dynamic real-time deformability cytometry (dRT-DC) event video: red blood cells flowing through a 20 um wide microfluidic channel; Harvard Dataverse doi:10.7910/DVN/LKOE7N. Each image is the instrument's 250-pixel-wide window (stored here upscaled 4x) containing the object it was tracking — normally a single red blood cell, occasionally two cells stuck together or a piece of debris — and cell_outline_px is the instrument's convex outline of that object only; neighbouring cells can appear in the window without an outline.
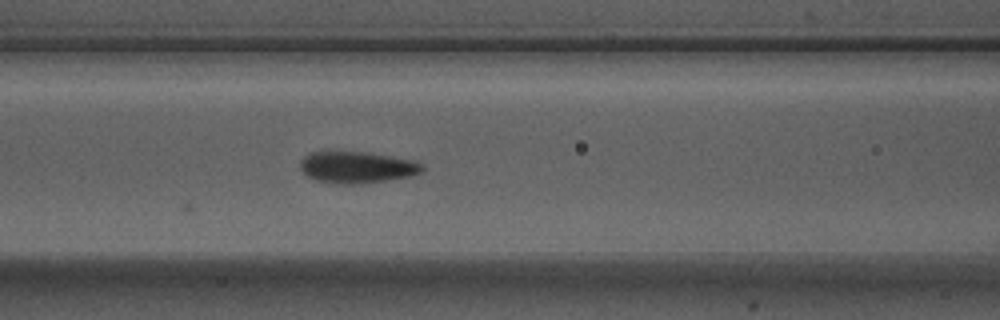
{"species": "Egyptian fruit bat (a non-hibernating species)", "species_latin": "Rousettus aegyptiacus", "temperature_condition": "warm", "stored_images_in_passage": 9, "camera_frame_rate_fps": 3000, "um_per_image_px": 0.085, "animal": {"sex": "male"}, "frame": {"image": 1, "passage_image": 9, "time_ms": 2.667, "image_size_px": [1000, 320], "cell_outline_px": [[424, 168], [420, 172], [412, 176], [356, 184], [340, 184], [316, 180], [308, 176], [300, 168], [300, 160], [308, 152], [328, 148], [364, 152], [416, 160]], "centroid_in_image_um": [30.25, 14.16], "position_along_channel_um": 136.3, "area_um2": 23.06}}